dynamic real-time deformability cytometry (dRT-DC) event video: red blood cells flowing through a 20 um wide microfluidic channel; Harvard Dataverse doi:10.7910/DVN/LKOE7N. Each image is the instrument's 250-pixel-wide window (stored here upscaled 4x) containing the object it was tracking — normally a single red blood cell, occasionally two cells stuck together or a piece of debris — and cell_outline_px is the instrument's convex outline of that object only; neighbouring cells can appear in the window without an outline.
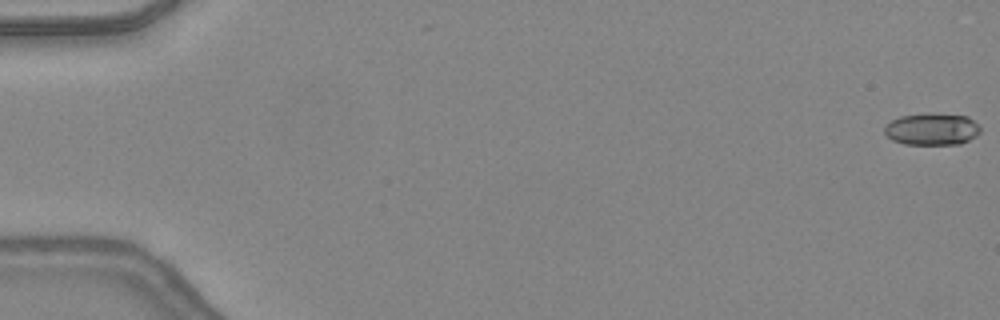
{"species": "common noctule bat (a hibernating species)", "species_latin": "Nyctalus noctula", "temperature_condition": "warm", "stored_images_in_passage": 9, "camera_frame_rate_fps": 3000, "um_per_image_px": 0.085, "animal": {"sex": "female", "body_mass_g": 24.6, "forearm_length_mm": 56.2}, "frame": {"image": 1, "passage_image": 1, "time_ms": 0.0, "image_size_px": [1000, 320], "cell_outline_px": [[980, 132], [976, 136], [960, 144], [904, 144], [892, 140], [884, 132], [884, 128], [892, 120], [900, 116], [968, 116], [980, 124]], "centroid_in_image_um": [79.25, 11.03], "position_along_channel_um": 5.8, "area_um2": 17.11}}